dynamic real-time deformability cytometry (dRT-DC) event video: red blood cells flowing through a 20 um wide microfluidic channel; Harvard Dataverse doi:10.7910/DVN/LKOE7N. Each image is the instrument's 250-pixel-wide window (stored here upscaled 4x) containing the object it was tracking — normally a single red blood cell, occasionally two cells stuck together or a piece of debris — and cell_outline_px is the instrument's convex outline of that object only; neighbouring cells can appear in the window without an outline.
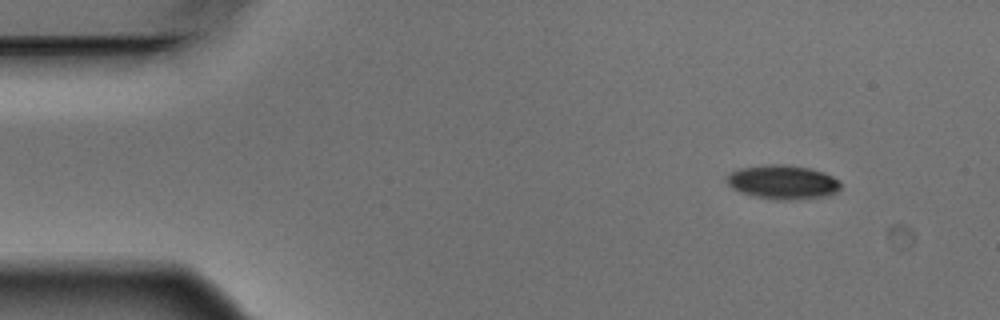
{"species": "Egyptian fruit bat (a non-hibernating species)", "species_latin": "Rousettus aegyptiacus", "temperature_condition": "warm", "stored_images_in_passage": 6, "camera_frame_rate_fps": 3000, "um_per_image_px": 0.085, "animal": {"sex": "male"}, "frame": {"image": 1, "passage_image": 1, "time_ms": 0.0, "image_size_px": [1000, 320], "cell_outline_px": [[840, 188], [832, 196], [796, 200], [776, 200], [752, 196], [740, 192], [732, 188], [724, 180], [732, 172], [740, 168], [768, 164], [784, 164], [808, 168], [824, 172], [840, 180]], "centroid_in_image_um": [66.56, 15.5], "position_along_channel_um": 18.4, "area_um2": 22.95}}
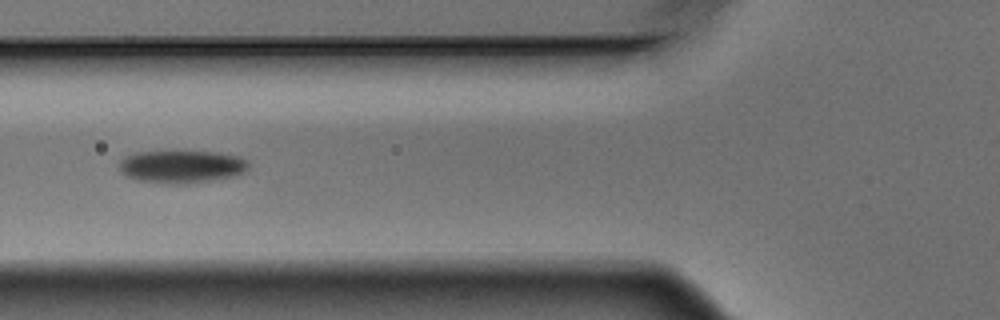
{"frame": {"image": 2, "passage_image": 5, "time_ms": 1.333, "image_size_px": [1000, 320], "cell_outline_px": [[248, 172], [236, 176], [212, 180], [184, 184], [168, 184], [136, 180], [124, 176], [120, 168], [120, 160], [124, 156], [136, 152], [220, 152], [240, 156], [248, 160]], "centroid_in_image_um": [15.47, 14.17], "position_along_channel_um": 110.3, "area_um2": 24.97}}
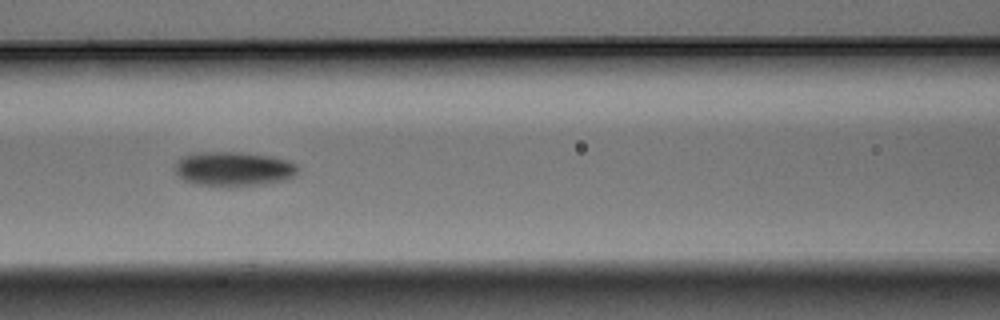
{"frame": {"image": 3, "passage_image": 6, "time_ms": 1.667, "image_size_px": [1000, 320], "cell_outline_px": [[300, 168], [296, 176], [288, 180], [268, 184], [228, 188], [224, 188], [192, 184], [184, 180], [176, 172], [176, 160], [180, 156], [192, 152], [244, 152], [272, 156], [288, 160], [296, 164]], "centroid_in_image_um": [19.88, 14.38], "position_along_channel_um": 146.7, "area_um2": 25.84}}